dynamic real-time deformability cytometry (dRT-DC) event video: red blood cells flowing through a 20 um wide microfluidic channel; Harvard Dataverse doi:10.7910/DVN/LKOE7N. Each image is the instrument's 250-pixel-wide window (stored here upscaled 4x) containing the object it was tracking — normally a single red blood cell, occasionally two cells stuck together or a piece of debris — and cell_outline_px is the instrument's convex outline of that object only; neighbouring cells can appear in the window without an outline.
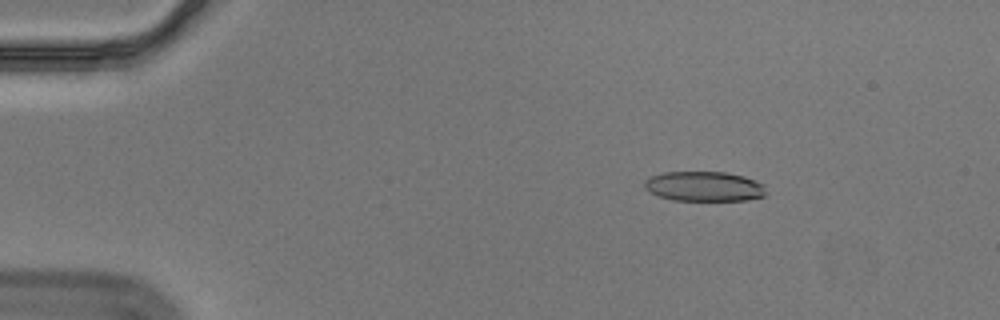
{"species": "Egyptian fruit bat (a non-hibernating species)", "species_latin": "Rousettus aegyptiacus", "temperature_condition": "cold", "stored_images_in_passage": 57, "camera_frame_rate_fps": 3000, "um_per_image_px": 0.085, "animal": {"sex": "male"}, "frame": {"image": 1, "passage_image": 9, "time_ms": 2.667, "image_size_px": [1000, 320], "cell_outline_px": [[764, 196], [744, 200], [672, 200], [656, 196], [644, 188], [644, 180], [648, 176], [664, 172], [728, 172], [744, 176], [764, 184]], "centroid_in_image_um": [59.79, 15.83], "position_along_channel_um": 25.2, "area_um2": 21.27}}
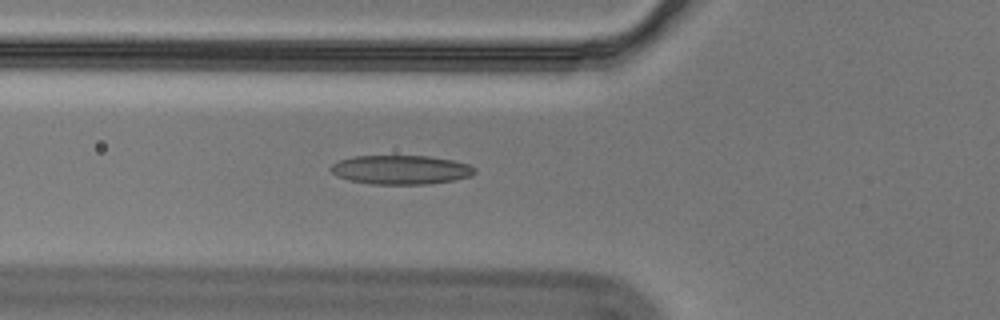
{"frame": {"image": 2, "passage_image": 21, "time_ms": 6.667, "image_size_px": [1000, 320], "cell_outline_px": [[476, 172], [472, 176], [452, 180], [428, 184], [372, 184], [348, 180], [336, 176], [328, 168], [332, 164], [340, 160], [352, 156], [428, 156], [452, 160], [468, 164], [476, 168]], "centroid_in_image_um": [34.05, 14.43], "position_along_channel_um": 91.7, "area_um2": 24.45}}
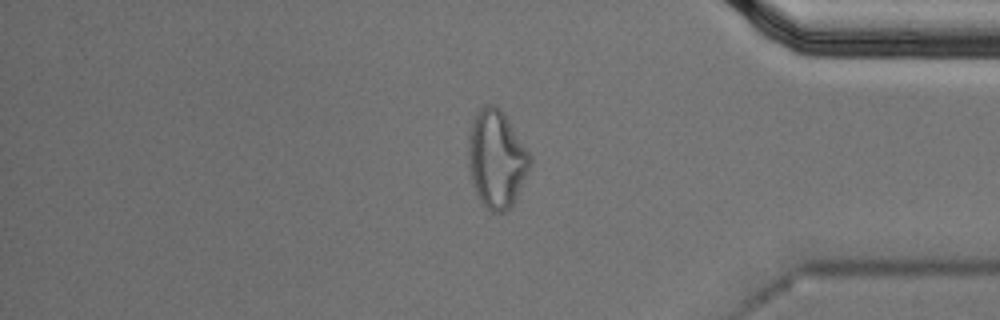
{"frame": {"image": 3, "passage_image": 48, "time_ms": 15.667, "image_size_px": [1000, 320], "cell_outline_px": [[532, 164], [508, 212], [492, 212], [480, 200], [476, 192], [472, 180], [468, 160], [468, 136], [472, 116], [480, 108], [488, 104], [496, 104], [500, 108], [532, 156]], "centroid_in_image_um": [42.2, 13.48], "position_along_channel_um": 393.0, "area_um2": 35.08}, "authors_computed_cell_mechanics": {"area_um2": 23.4668, "velocity_mm_per_s": 3.5526, "shape_relaxation_time_tau1_ms": null, "shape_relaxation_time_tau2_ms": 2.2516, "deformation_change_tau1": null, "deformation_change_tau2": 0.105}}